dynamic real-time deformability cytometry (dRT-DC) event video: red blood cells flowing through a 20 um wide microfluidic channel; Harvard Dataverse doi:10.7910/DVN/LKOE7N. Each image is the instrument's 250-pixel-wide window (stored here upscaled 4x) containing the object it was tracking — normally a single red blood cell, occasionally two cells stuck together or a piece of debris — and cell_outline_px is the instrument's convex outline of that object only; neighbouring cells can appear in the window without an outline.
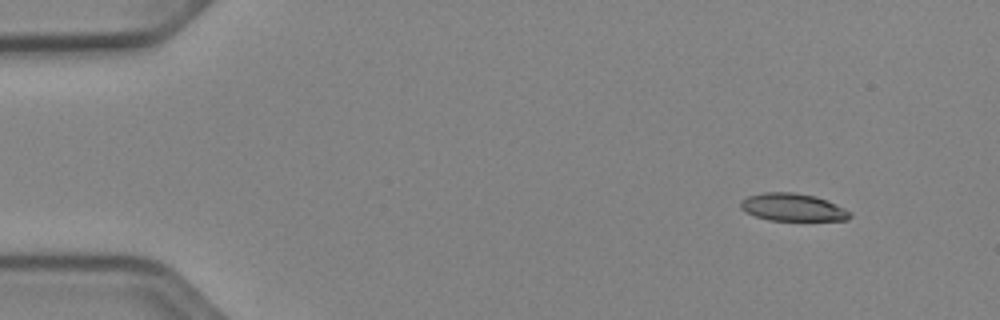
{"species": "Egyptian fruit bat (a non-hibernating species)", "species_latin": "Rousettus aegyptiacus", "temperature_condition": "cold", "stored_images_in_passage": 48, "camera_frame_rate_fps": 3000, "um_per_image_px": 0.085, "animal": {"sex": "female"}, "frame": {"image": 1, "passage_image": 1, "time_ms": 0.0, "image_size_px": [1000, 320], "cell_outline_px": [[852, 216], [848, 220], [768, 220], [744, 212], [740, 208], [740, 200], [748, 196], [764, 192], [792, 192], [816, 196], [844, 208], [852, 212]], "centroid_in_image_um": [67.36, 17.62], "position_along_channel_um": 17.6, "area_um2": 17.63}}
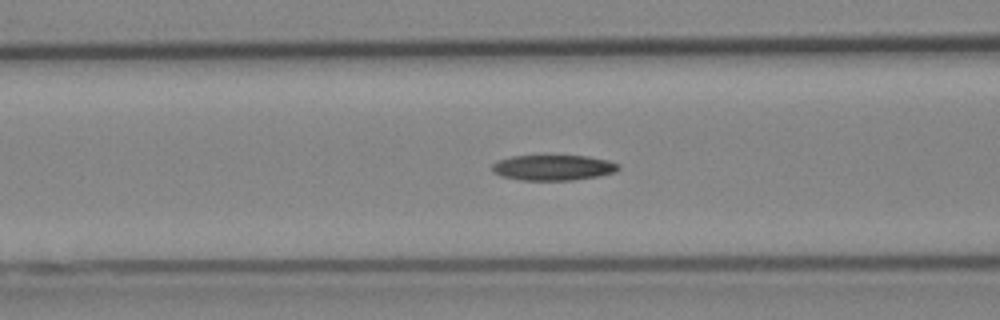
{"frame": {"image": 2, "passage_image": 17, "time_ms": 5.333, "image_size_px": [1000, 320], "cell_outline_px": [[620, 168], [616, 172], [600, 176], [572, 180], [520, 180], [500, 176], [492, 172], [492, 164], [496, 160], [512, 156], [588, 156], [608, 160], [620, 164]], "centroid_in_image_um": [47.02, 14.25], "position_along_channel_um": 119.6, "area_um2": 18.96}}
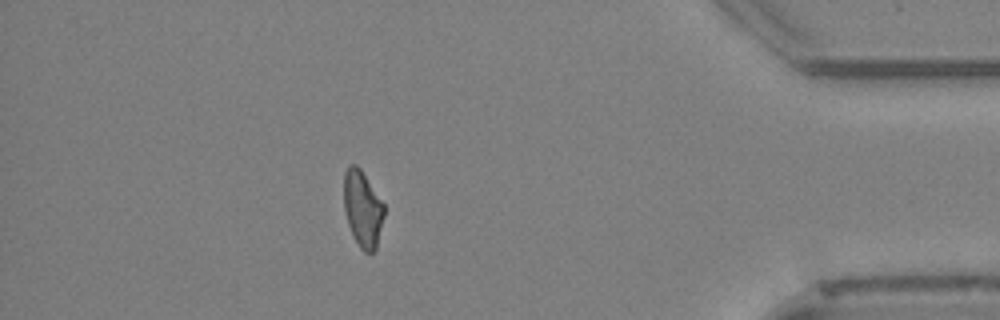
{"frame": {"image": 3, "passage_image": 42, "time_ms": 13.667, "image_size_px": [1000, 320], "cell_outline_px": [[384, 216], [376, 248], [372, 252], [364, 252], [360, 248], [348, 224], [344, 208], [344, 172], [348, 164], [356, 164], [360, 168], [384, 204]], "centroid_in_image_um": [30.82, 17.72], "position_along_channel_um": 404.4, "area_um2": 17.74}, "authors_computed_cell_mechanics": {"area_um2": 18.6405, "velocity_mm_per_s": 3.9257, "shape_relaxation_time_tau1_ms": 6.6808, "shape_relaxation_time_tau2_ms": null, "deformation_change_tau1": 0.1656, "deformation_change_tau2": null}}